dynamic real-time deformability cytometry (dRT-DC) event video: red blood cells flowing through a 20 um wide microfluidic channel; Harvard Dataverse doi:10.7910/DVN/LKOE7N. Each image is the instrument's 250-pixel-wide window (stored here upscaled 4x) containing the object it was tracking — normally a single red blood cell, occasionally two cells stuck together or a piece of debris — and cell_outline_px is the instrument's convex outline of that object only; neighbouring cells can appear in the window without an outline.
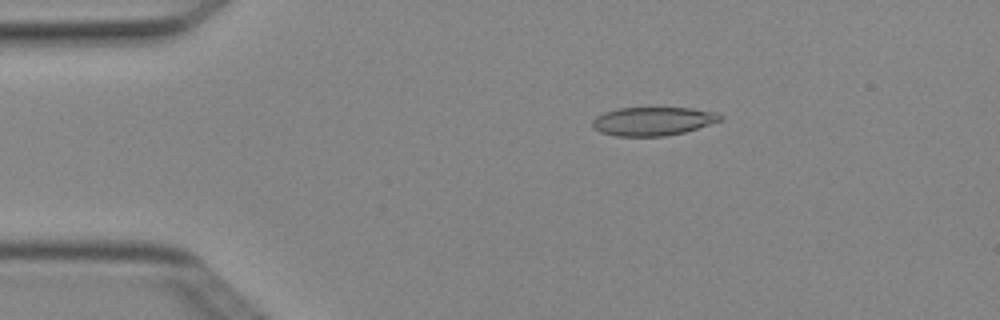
{"species": "Egyptian fruit bat (a non-hibernating species)", "species_latin": "Rousettus aegyptiacus", "temperature_condition": "cold", "stored_images_in_passage": 4, "camera_frame_rate_fps": 3000, "um_per_image_px": 0.085, "animal": {"sex": "female"}, "frame": {"image": 1, "passage_image": 3, "time_ms": 0.667, "image_size_px": [1000, 320], "cell_outline_px": [[724, 116], [720, 120], [684, 132], [664, 136], [616, 136], [600, 132], [592, 124], [592, 120], [596, 116], [604, 112], [620, 108], [692, 108], [716, 112]], "centroid_in_image_um": [55.48, 10.3], "position_along_channel_um": 29.5, "area_um2": 21.04}}
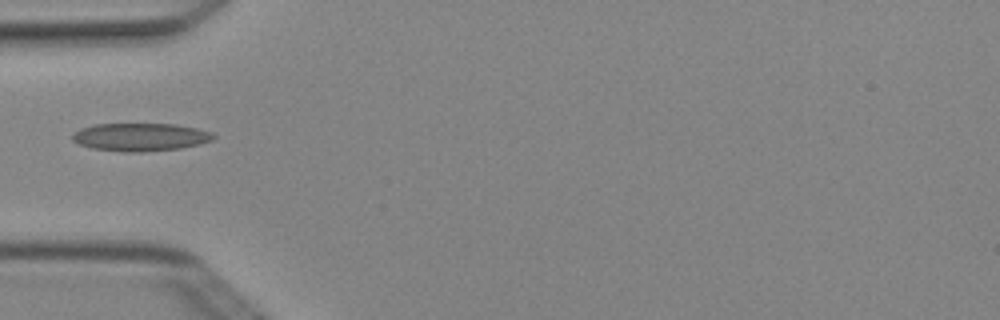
{"frame": {"image": 2, "passage_image": 4, "time_ms": 1.0, "image_size_px": [1000, 320], "cell_outline_px": [[216, 136], [212, 140], [200, 144], [180, 148], [144, 152], [124, 152], [92, 148], [80, 144], [72, 140], [72, 136], [80, 128], [96, 124], [176, 124], [196, 128], [212, 132]], "centroid_in_image_um": [11.95, 11.65], "position_along_channel_um": 73.0, "area_um2": 22.95}}